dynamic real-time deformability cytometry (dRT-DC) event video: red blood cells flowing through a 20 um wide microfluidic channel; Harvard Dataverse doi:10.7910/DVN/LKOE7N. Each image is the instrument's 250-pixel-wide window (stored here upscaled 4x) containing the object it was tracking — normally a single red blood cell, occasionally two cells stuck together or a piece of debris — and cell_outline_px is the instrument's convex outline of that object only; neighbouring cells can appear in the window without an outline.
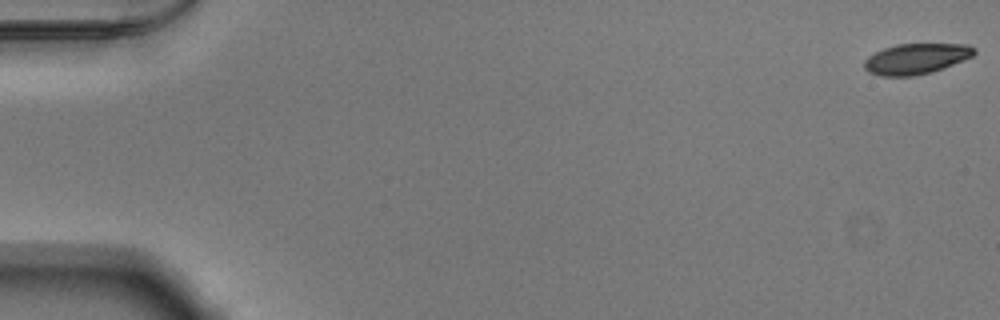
{"species": "Egyptian fruit bat (a non-hibernating species)", "species_latin": "Rousettus aegyptiacus", "temperature_condition": "warm", "stored_images_in_passage": 54, "camera_frame_rate_fps": 3000, "um_per_image_px": 0.085, "animal": {"sex": "male"}, "frame": {"image": 1, "passage_image": 1, "time_ms": 0.0, "image_size_px": [1000, 320], "cell_outline_px": [[976, 52], [972, 56], [944, 68], [932, 72], [912, 76], [880, 76], [868, 72], [864, 68], [864, 60], [868, 56], [884, 48], [896, 44], [968, 44], [976, 48]], "centroid_in_image_um": [77.86, 4.99], "position_along_channel_um": 7.1, "area_um2": 19.65}}
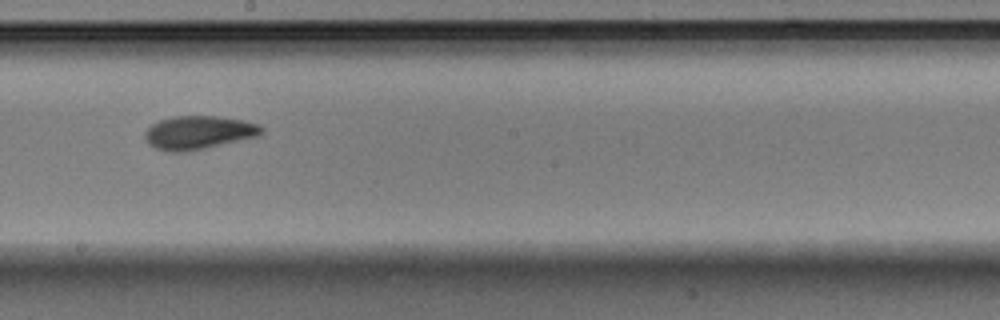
{"frame": {"image": 2, "passage_image": 31, "time_ms": 10.0, "image_size_px": [1000, 320], "cell_outline_px": [[264, 132], [256, 136], [188, 152], [168, 152], [156, 148], [148, 144], [144, 136], [144, 132], [152, 124], [160, 120], [172, 116], [216, 116], [244, 120], [260, 124], [264, 128]], "centroid_in_image_um": [16.86, 11.26], "position_along_channel_um": 231.3, "area_um2": 22.77}}
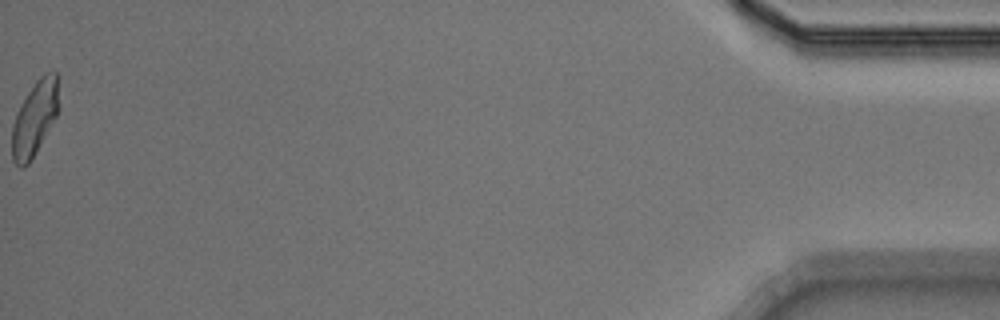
{"frame": {"image": 3, "passage_image": 54, "time_ms": 17.667, "image_size_px": [1000, 320], "cell_outline_px": [[60, 76], [56, 116], [28, 164], [24, 168], [20, 168], [12, 160], [12, 124], [16, 112], [28, 92], [36, 80], [44, 72], [56, 72]], "centroid_in_image_um": [2.94, 10.01], "position_along_channel_um": 432.3, "area_um2": 20.23}, "authors_computed_cell_mechanics": {"area_um2": 20.9525, "velocity_mm_per_s": 3.8625, "shape_relaxation_time_tau1_ms": 3.5916, "shape_relaxation_time_tau2_ms": 2.4801, "deformation_change_tau1": 0.1354, "deformation_change_tau2": 0.0854}}